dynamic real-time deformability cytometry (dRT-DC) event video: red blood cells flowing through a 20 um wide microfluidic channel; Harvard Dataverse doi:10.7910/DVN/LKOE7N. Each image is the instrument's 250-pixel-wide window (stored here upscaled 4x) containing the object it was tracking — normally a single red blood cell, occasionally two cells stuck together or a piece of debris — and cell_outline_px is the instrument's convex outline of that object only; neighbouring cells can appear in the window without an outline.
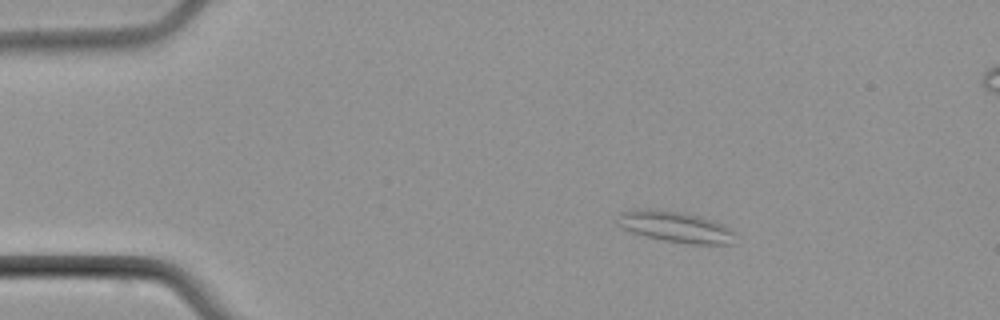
{"species": "common noctule bat (a hibernating species)", "species_latin": "Nyctalus noctula", "temperature_condition": "cold", "stored_images_in_passage": 6, "camera_frame_rate_fps": 3000, "um_per_image_px": 0.085, "animal": {"sex": "male", "body_mass_g": 21.5, "forearm_length_mm": 52.0}, "frame": {"image": 1, "passage_image": 2, "time_ms": 1.333, "image_size_px": [1000, 320], "cell_outline_px": [[732, 244], [692, 244], [664, 240], [632, 232], [616, 224], [620, 212], [676, 212], [700, 216], [724, 224], [732, 232]], "centroid_in_image_um": [57.48, 19.33], "position_along_channel_um": 27.5, "area_um2": 19.88}}
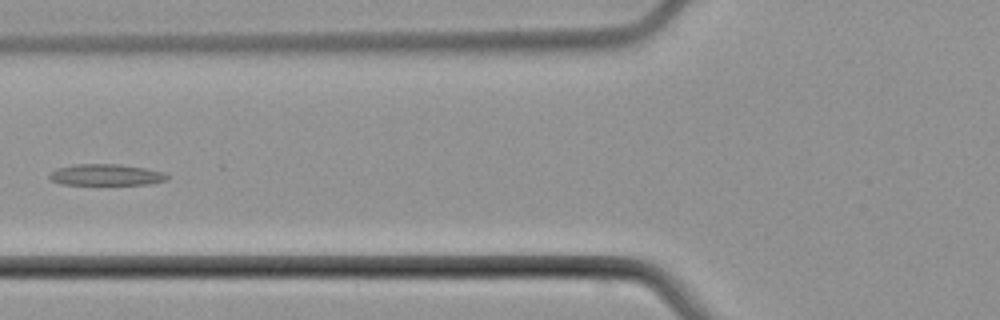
{"frame": {"image": 2, "passage_image": 5, "time_ms": 5.667, "image_size_px": [1000, 320], "cell_outline_px": [[168, 180], [148, 184], [60, 184], [52, 180], [48, 176], [56, 168], [76, 164], [116, 164], [144, 168], [164, 172], [168, 176]], "centroid_in_image_um": [9.01, 14.86], "position_along_channel_um": 116.8, "area_um2": 14.45}}
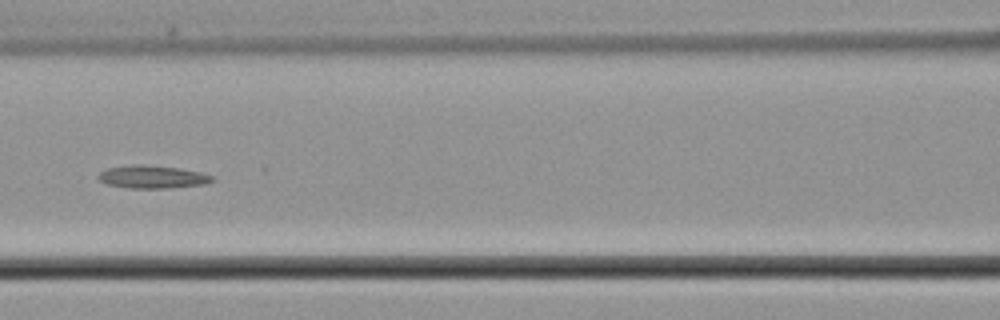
{"frame": {"image": 3, "passage_image": 6, "time_ms": 6.667, "image_size_px": [1000, 320], "cell_outline_px": [[216, 180], [204, 184], [168, 188], [128, 188], [108, 184], [100, 180], [96, 176], [100, 172], [108, 168], [132, 164], [140, 164], [180, 168], [200, 172], [216, 176]], "centroid_in_image_um": [12.99, 15.03], "position_along_channel_um": 153.6, "area_um2": 15.26}}